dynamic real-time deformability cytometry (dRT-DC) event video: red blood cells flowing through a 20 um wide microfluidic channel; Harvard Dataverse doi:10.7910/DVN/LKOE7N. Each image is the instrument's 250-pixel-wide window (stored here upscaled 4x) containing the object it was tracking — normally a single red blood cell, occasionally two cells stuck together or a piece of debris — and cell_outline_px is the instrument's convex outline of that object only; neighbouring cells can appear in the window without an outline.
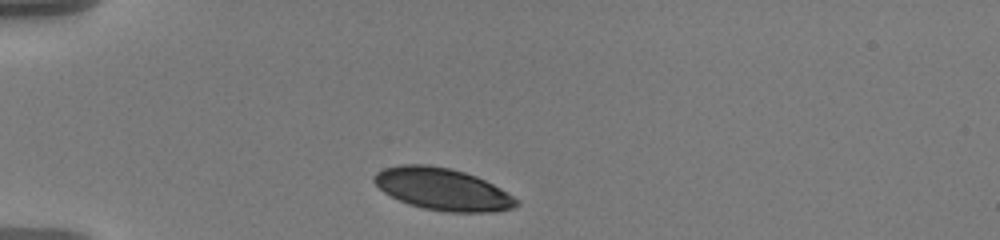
{"species": "human", "species_latin": "Homo sapiens", "temperature_condition": "warm", "stored_images_in_passage": 42, "camera_frame_rate_fps": 3000, "um_per_image_px": 0.085, "donor": {"sex": "male"}, "frame": {"image": 1, "passage_image": 1, "time_ms": 0.0, "image_size_px": [1000, 240], "cell_outline_px": [[520, 204], [512, 208], [492, 212], [448, 212], [424, 208], [408, 204], [384, 192], [372, 180], [372, 176], [376, 172], [384, 168], [400, 164], [428, 164], [452, 168], [476, 176], [508, 192], [520, 200]], "centroid_in_image_um": [37.62, 16.07], "position_along_channel_um": 47.4, "area_um2": 34.97}}
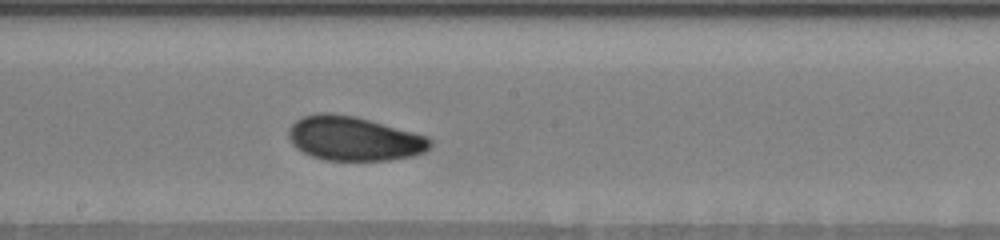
{"frame": {"image": 2, "passage_image": 18, "time_ms": 5.667, "image_size_px": [1000, 240], "cell_outline_px": [[432, 144], [424, 152], [412, 156], [392, 160], [324, 160], [312, 156], [296, 148], [292, 144], [288, 136], [288, 132], [292, 124], [296, 120], [304, 116], [320, 112], [328, 112], [356, 116], [428, 136], [432, 140]], "centroid_in_image_um": [30.09, 11.77], "position_along_channel_um": 218.1, "area_um2": 36.59}}
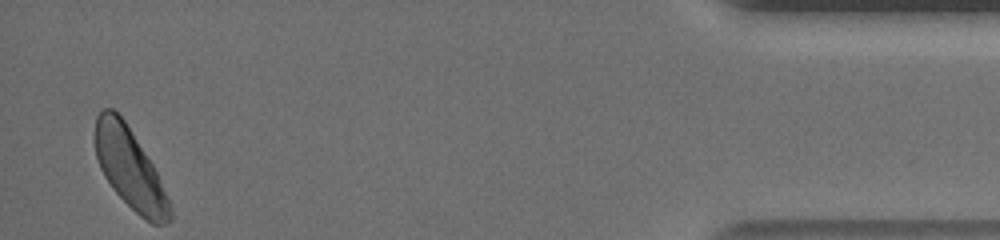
{"frame": {"image": 3, "passage_image": 41, "time_ms": 13.333, "image_size_px": [1000, 240], "cell_outline_px": [[172, 220], [164, 224], [152, 224], [140, 216], [112, 188], [104, 176], [100, 168], [96, 156], [96, 116], [104, 108], [112, 108], [124, 120], [152, 164], [156, 172], [168, 200], [172, 212]], "centroid_in_image_um": [11.03, 14.34], "position_along_channel_um": 424.2, "area_um2": 34.1}, "authors_computed_cell_mechanics": {"area_um2": 35.2869, "velocity_mm_per_s": 3.5545, "shape_relaxation_time_tau1_ms": 3.4059, "shape_relaxation_time_tau2_ms": 9.774, "deformation_change_tau1": 0.1062, "deformation_change_tau2": 0.1195}}